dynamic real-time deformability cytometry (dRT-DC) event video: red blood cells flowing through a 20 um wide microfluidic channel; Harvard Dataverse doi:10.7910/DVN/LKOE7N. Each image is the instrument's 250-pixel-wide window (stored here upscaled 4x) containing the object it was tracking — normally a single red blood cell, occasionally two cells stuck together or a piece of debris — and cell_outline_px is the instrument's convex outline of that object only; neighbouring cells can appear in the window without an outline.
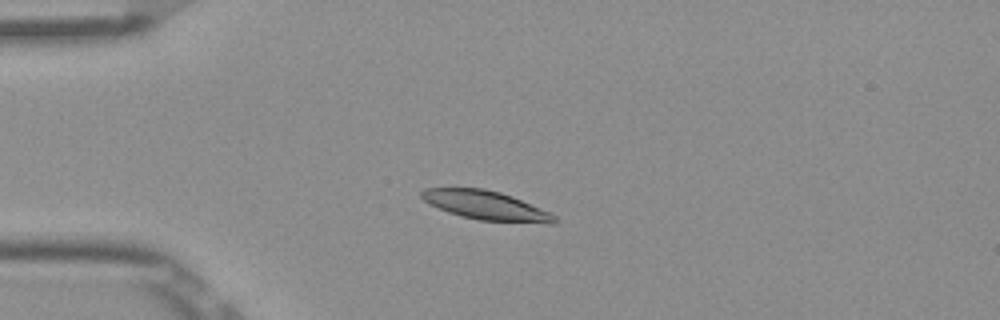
{"species": "Egyptian fruit bat (a non-hibernating species)", "species_latin": "Rousettus aegyptiacus", "temperature_condition": "room temperature", "stored_images_in_passage": 51, "camera_frame_rate_fps": 3000, "um_per_image_px": 0.085, "frame": {"image": 1, "passage_image": 12, "time_ms": 3.667, "image_size_px": [1000, 320], "cell_outline_px": [[560, 220], [552, 224], [548, 224], [480, 220], [460, 216], [448, 212], [424, 200], [420, 196], [420, 192], [424, 188], [484, 188], [500, 192], [512, 196], [548, 212], [556, 216]], "centroid_in_image_um": [41.33, 17.47], "position_along_channel_um": 43.7, "area_um2": 22.37}}
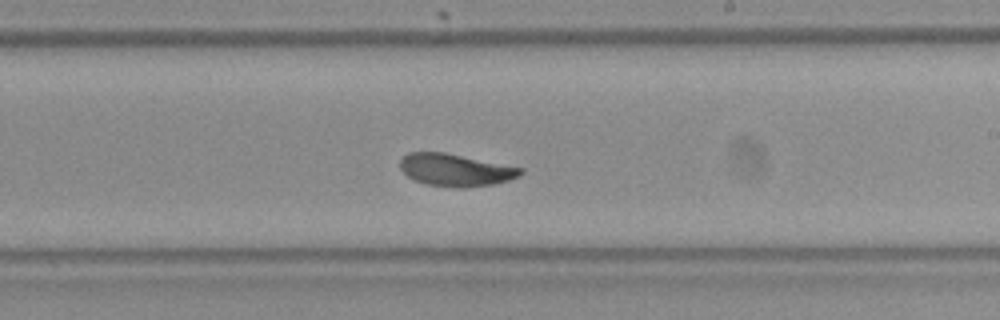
{"frame": {"image": 2, "passage_image": 30, "time_ms": 9.667, "image_size_px": [1000, 320], "cell_outline_px": [[524, 172], [520, 176], [508, 180], [492, 184], [464, 188], [456, 188], [424, 184], [412, 180], [400, 168], [400, 160], [408, 152], [444, 152], [524, 168]], "centroid_in_image_um": [38.71, 14.45], "position_along_channel_um": 250.3, "area_um2": 22.83}}
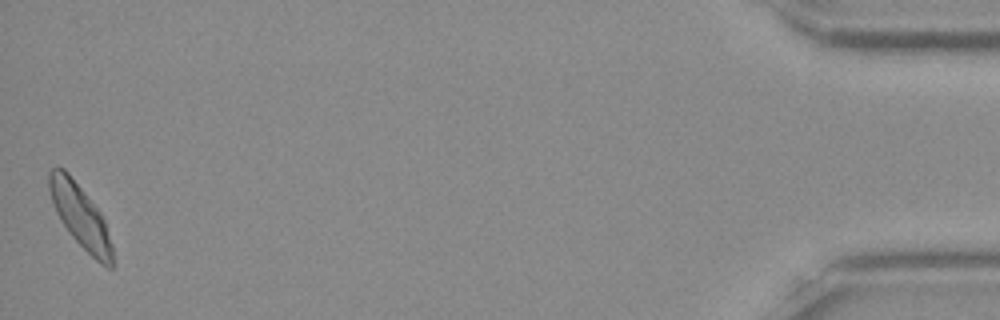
{"frame": {"image": 3, "passage_image": 51, "time_ms": 16.667, "image_size_px": [1000, 320], "cell_outline_px": [[116, 264], [112, 268], [108, 268], [100, 264], [68, 232], [60, 220], [56, 212], [48, 188], [48, 172], [56, 164], [64, 168], [68, 172], [100, 212], [104, 220], [112, 244]], "centroid_in_image_um": [6.84, 18.38], "position_along_channel_um": 428.4, "area_um2": 23.41}, "authors_computed_cell_mechanics": {"area_um2": 22.7154, "velocity_mm_per_s": 3.8465, "shape_relaxation_time_tau1_ms": 4.5942, "shape_relaxation_time_tau2_ms": 2.4218, "deformation_change_tau1": 0.1418, "deformation_change_tau2": 0.0661}}